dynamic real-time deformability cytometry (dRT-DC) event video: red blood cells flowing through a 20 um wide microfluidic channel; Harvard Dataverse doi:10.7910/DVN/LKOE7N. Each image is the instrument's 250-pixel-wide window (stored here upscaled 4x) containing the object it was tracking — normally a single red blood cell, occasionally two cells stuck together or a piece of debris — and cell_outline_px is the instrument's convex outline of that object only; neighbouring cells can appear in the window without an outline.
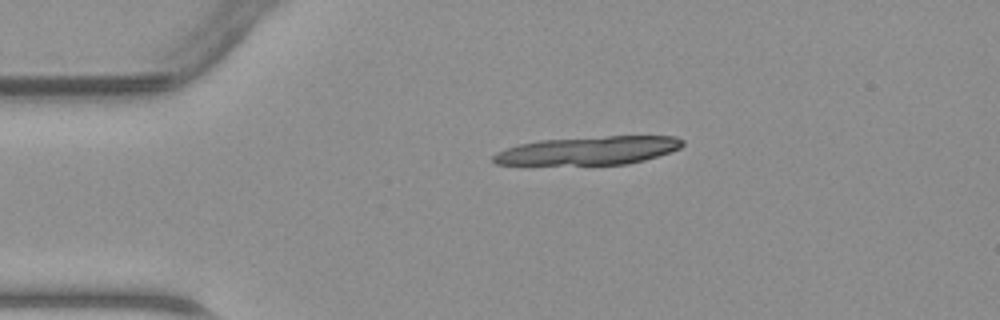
{"species": "common noctule bat (a hibernating species)", "species_latin": "Nyctalus noctula", "temperature_condition": "warm", "stored_images_in_passage": 9, "camera_frame_rate_fps": 3000, "um_per_image_px": 0.085, "animal": {"sex": "male", "body_mass_g": 23.1, "forearm_length_mm": 52.7}, "frame": {"image": 1, "passage_image": 2, "time_ms": 0.333, "image_size_px": [1000, 320], "cell_outline_px": [[684, 144], [680, 148], [644, 160], [628, 164], [496, 164], [492, 160], [492, 156], [496, 152], [520, 144], [540, 140], [608, 136], [676, 136], [684, 140]], "centroid_in_image_um": [50.05, 12.79], "position_along_channel_um": 34.9, "area_um2": 30.87}}